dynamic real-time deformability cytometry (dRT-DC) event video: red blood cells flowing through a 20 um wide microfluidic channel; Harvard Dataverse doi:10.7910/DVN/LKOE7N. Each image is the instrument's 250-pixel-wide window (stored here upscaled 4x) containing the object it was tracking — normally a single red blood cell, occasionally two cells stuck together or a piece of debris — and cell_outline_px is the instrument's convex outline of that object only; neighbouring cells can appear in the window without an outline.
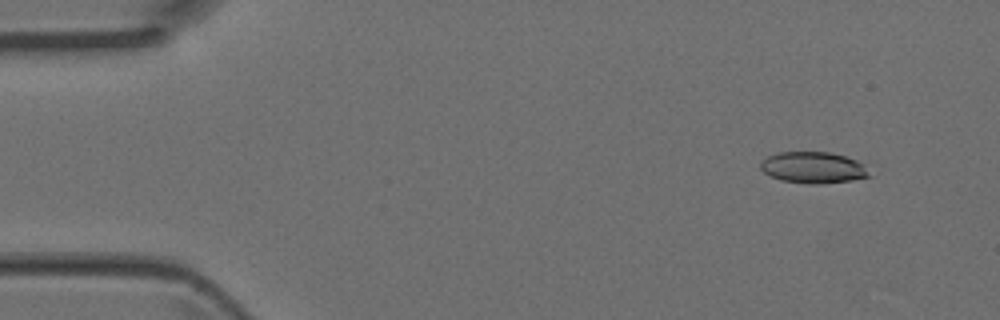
{"species": "Egyptian fruit bat (a non-hibernating species)", "species_latin": "Rousettus aegyptiacus", "temperature_condition": "room temperature", "stored_images_in_passage": 3, "camera_frame_rate_fps": 3000, "um_per_image_px": 0.085, "animal": {"sex": "female"}, "frame": {"image": 1, "passage_image": 2, "time_ms": 0.333, "image_size_px": [1000, 320], "cell_outline_px": [[872, 176], [852, 180], [820, 184], [808, 184], [780, 180], [764, 172], [760, 168], [760, 164], [768, 156], [780, 152], [828, 152], [844, 156], [856, 160], [864, 164]], "centroid_in_image_um": [69.15, 14.25], "position_along_channel_um": 15.9, "area_um2": 19.83}}